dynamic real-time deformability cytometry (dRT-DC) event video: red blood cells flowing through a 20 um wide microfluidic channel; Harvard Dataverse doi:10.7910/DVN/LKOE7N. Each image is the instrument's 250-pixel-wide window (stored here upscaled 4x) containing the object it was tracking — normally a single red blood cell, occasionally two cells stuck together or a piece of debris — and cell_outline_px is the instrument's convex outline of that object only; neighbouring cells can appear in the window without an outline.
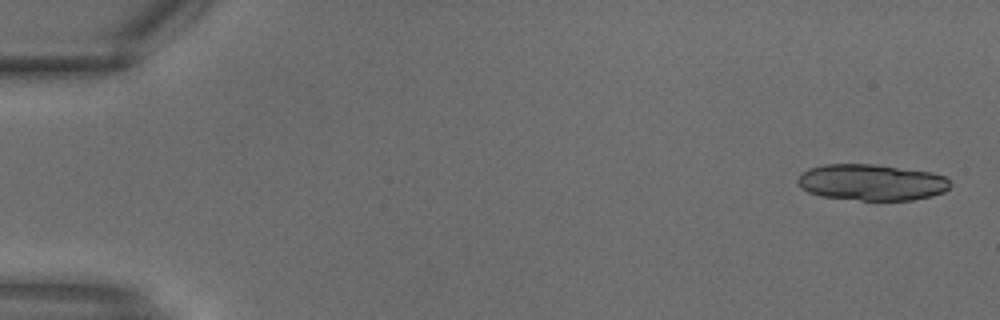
{"species": "common noctule bat (a hibernating species)", "species_latin": "Nyctalus noctula", "temperature_condition": "warm", "stored_images_in_passage": 30, "segment_of_instrument_passage": [1, 2], "camera_frame_rate_fps": 3000, "um_per_image_px": 0.085, "animal": {"sex": "male", "body_mass_g": 18.8}, "frame": {"image": 1, "passage_image": 1, "time_ms": 0.0, "image_size_px": [1000, 320], "cell_outline_px": [[952, 184], [944, 192], [932, 196], [912, 200], [860, 200], [820, 196], [808, 192], [800, 188], [796, 184], [796, 180], [800, 172], [808, 168], [824, 164], [876, 164], [932, 172], [944, 176]], "centroid_in_image_um": [74.04, 15.49], "position_along_channel_um": 11.0, "area_um2": 32.66}}